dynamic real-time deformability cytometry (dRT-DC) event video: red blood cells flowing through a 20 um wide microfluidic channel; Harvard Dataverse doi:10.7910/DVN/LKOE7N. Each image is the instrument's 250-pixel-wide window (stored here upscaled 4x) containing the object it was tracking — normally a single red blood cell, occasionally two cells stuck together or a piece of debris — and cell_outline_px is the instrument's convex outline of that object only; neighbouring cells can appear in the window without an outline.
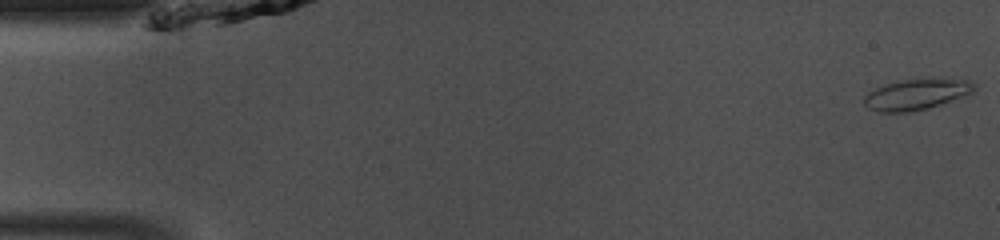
{"species": "common noctule bat (a hibernating species)", "species_latin": "Nyctalus noctula", "temperature_condition": "room temperature", "stored_images_in_passage": 48, "camera_frame_rate_fps": 3000, "um_per_image_px": 0.085, "animal": {"sex": "male", "body_mass_g": 13.0, "forearm_length_mm": 53.1}, "frame": {"image": 1, "passage_image": 1, "time_ms": 0.0, "image_size_px": [1000, 240], "cell_outline_px": [[976, 88], [972, 92], [940, 104], [928, 108], [908, 112], [880, 112], [868, 108], [864, 104], [864, 96], [868, 92], [884, 84], [900, 80], [928, 76], [940, 76], [968, 80], [976, 84]], "centroid_in_image_um": [77.92, 7.96], "position_along_channel_um": 7.1, "area_um2": 20.35}}
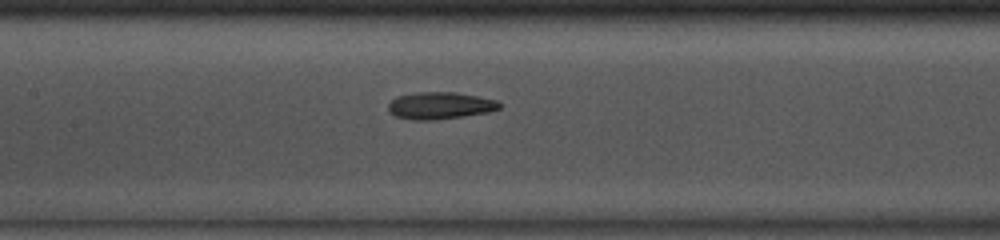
{"frame": {"image": 2, "passage_image": 22, "time_ms": 7.0, "image_size_px": [1000, 240], "cell_outline_px": [[500, 108], [488, 112], [432, 120], [412, 120], [396, 116], [388, 108], [388, 104], [396, 96], [416, 92], [456, 92], [496, 100], [500, 104]], "centroid_in_image_um": [37.37, 8.96], "position_along_channel_um": 170.0, "area_um2": 17.28}}
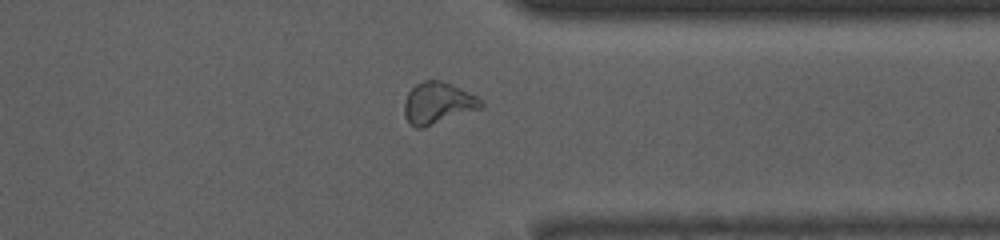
{"frame": {"image": 3, "passage_image": 37, "time_ms": 12.0, "image_size_px": [1000, 240], "cell_outline_px": [[484, 104], [480, 108], [424, 128], [416, 128], [408, 124], [404, 116], [404, 104], [408, 92], [416, 84], [424, 80], [440, 80], [476, 96], [484, 100]], "centroid_in_image_um": [37.18, 8.79], "position_along_channel_um": 374.2, "area_um2": 18.5}, "authors_computed_cell_mechanics": {"area_um2": 18.2937, "velocity_mm_per_s": 4.1415, "shape_relaxation_time_tau1_ms": 3.4699, "shape_relaxation_time_tau2_ms": 3.1811, "deformation_change_tau1": 0.1141, "deformation_change_tau2": 0.1142}}